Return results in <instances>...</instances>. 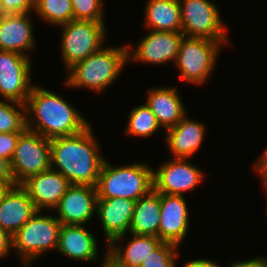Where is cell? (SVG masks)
Instances as JSON below:
<instances>
[{
  "instance_id": "27",
  "label": "cell",
  "mask_w": 267,
  "mask_h": 267,
  "mask_svg": "<svg viewBox=\"0 0 267 267\" xmlns=\"http://www.w3.org/2000/svg\"><path fill=\"white\" fill-rule=\"evenodd\" d=\"M25 129L26 104L0 99V133L23 132Z\"/></svg>"
},
{
  "instance_id": "16",
  "label": "cell",
  "mask_w": 267,
  "mask_h": 267,
  "mask_svg": "<svg viewBox=\"0 0 267 267\" xmlns=\"http://www.w3.org/2000/svg\"><path fill=\"white\" fill-rule=\"evenodd\" d=\"M37 211L21 185L9 187L0 199V228L12 237Z\"/></svg>"
},
{
  "instance_id": "38",
  "label": "cell",
  "mask_w": 267,
  "mask_h": 267,
  "mask_svg": "<svg viewBox=\"0 0 267 267\" xmlns=\"http://www.w3.org/2000/svg\"><path fill=\"white\" fill-rule=\"evenodd\" d=\"M8 189V187L2 182L0 181V199L3 195V193Z\"/></svg>"
},
{
  "instance_id": "10",
  "label": "cell",
  "mask_w": 267,
  "mask_h": 267,
  "mask_svg": "<svg viewBox=\"0 0 267 267\" xmlns=\"http://www.w3.org/2000/svg\"><path fill=\"white\" fill-rule=\"evenodd\" d=\"M29 56L0 50V97L26 104L34 85Z\"/></svg>"
},
{
  "instance_id": "8",
  "label": "cell",
  "mask_w": 267,
  "mask_h": 267,
  "mask_svg": "<svg viewBox=\"0 0 267 267\" xmlns=\"http://www.w3.org/2000/svg\"><path fill=\"white\" fill-rule=\"evenodd\" d=\"M181 6L182 33L188 37L229 43L227 26L220 18L219 8L209 0H179Z\"/></svg>"
},
{
  "instance_id": "34",
  "label": "cell",
  "mask_w": 267,
  "mask_h": 267,
  "mask_svg": "<svg viewBox=\"0 0 267 267\" xmlns=\"http://www.w3.org/2000/svg\"><path fill=\"white\" fill-rule=\"evenodd\" d=\"M231 266L229 267H267V258L265 257H255L252 259H248L246 260H235L233 261L232 264H230Z\"/></svg>"
},
{
  "instance_id": "1",
  "label": "cell",
  "mask_w": 267,
  "mask_h": 267,
  "mask_svg": "<svg viewBox=\"0 0 267 267\" xmlns=\"http://www.w3.org/2000/svg\"><path fill=\"white\" fill-rule=\"evenodd\" d=\"M93 132L89 125L78 134L50 139L51 168L72 185H97L105 157Z\"/></svg>"
},
{
  "instance_id": "35",
  "label": "cell",
  "mask_w": 267,
  "mask_h": 267,
  "mask_svg": "<svg viewBox=\"0 0 267 267\" xmlns=\"http://www.w3.org/2000/svg\"><path fill=\"white\" fill-rule=\"evenodd\" d=\"M12 250V237L0 228V258L8 256Z\"/></svg>"
},
{
  "instance_id": "30",
  "label": "cell",
  "mask_w": 267,
  "mask_h": 267,
  "mask_svg": "<svg viewBox=\"0 0 267 267\" xmlns=\"http://www.w3.org/2000/svg\"><path fill=\"white\" fill-rule=\"evenodd\" d=\"M35 0H0V15L31 13Z\"/></svg>"
},
{
  "instance_id": "21",
  "label": "cell",
  "mask_w": 267,
  "mask_h": 267,
  "mask_svg": "<svg viewBox=\"0 0 267 267\" xmlns=\"http://www.w3.org/2000/svg\"><path fill=\"white\" fill-rule=\"evenodd\" d=\"M83 226L61 225L57 253L81 262L99 259L97 238Z\"/></svg>"
},
{
  "instance_id": "12",
  "label": "cell",
  "mask_w": 267,
  "mask_h": 267,
  "mask_svg": "<svg viewBox=\"0 0 267 267\" xmlns=\"http://www.w3.org/2000/svg\"><path fill=\"white\" fill-rule=\"evenodd\" d=\"M149 31L136 46L133 47L127 43L128 61L156 65H164L170 61L175 62L184 34L182 32Z\"/></svg>"
},
{
  "instance_id": "9",
  "label": "cell",
  "mask_w": 267,
  "mask_h": 267,
  "mask_svg": "<svg viewBox=\"0 0 267 267\" xmlns=\"http://www.w3.org/2000/svg\"><path fill=\"white\" fill-rule=\"evenodd\" d=\"M10 163L18 185L29 177L48 170L51 168L50 139L25 129L17 140Z\"/></svg>"
},
{
  "instance_id": "37",
  "label": "cell",
  "mask_w": 267,
  "mask_h": 267,
  "mask_svg": "<svg viewBox=\"0 0 267 267\" xmlns=\"http://www.w3.org/2000/svg\"><path fill=\"white\" fill-rule=\"evenodd\" d=\"M100 267H118V266H116L112 261H110L107 258V251H106V255H104L103 261H102Z\"/></svg>"
},
{
  "instance_id": "17",
  "label": "cell",
  "mask_w": 267,
  "mask_h": 267,
  "mask_svg": "<svg viewBox=\"0 0 267 267\" xmlns=\"http://www.w3.org/2000/svg\"><path fill=\"white\" fill-rule=\"evenodd\" d=\"M136 201L126 198L97 199L96 213L107 246L116 238L129 233Z\"/></svg>"
},
{
  "instance_id": "24",
  "label": "cell",
  "mask_w": 267,
  "mask_h": 267,
  "mask_svg": "<svg viewBox=\"0 0 267 267\" xmlns=\"http://www.w3.org/2000/svg\"><path fill=\"white\" fill-rule=\"evenodd\" d=\"M144 13V26L147 29L182 32L179 0H148Z\"/></svg>"
},
{
  "instance_id": "18",
  "label": "cell",
  "mask_w": 267,
  "mask_h": 267,
  "mask_svg": "<svg viewBox=\"0 0 267 267\" xmlns=\"http://www.w3.org/2000/svg\"><path fill=\"white\" fill-rule=\"evenodd\" d=\"M131 239L126 245H121L126 236L114 239L106 248L107 258L118 267H140L141 264L155 252L163 242L153 235H135L129 233ZM117 243H120L119 245Z\"/></svg>"
},
{
  "instance_id": "4",
  "label": "cell",
  "mask_w": 267,
  "mask_h": 267,
  "mask_svg": "<svg viewBox=\"0 0 267 267\" xmlns=\"http://www.w3.org/2000/svg\"><path fill=\"white\" fill-rule=\"evenodd\" d=\"M149 165L133 162L116 166L105 159L96 185L98 199L119 197L137 201L145 196L154 189V169Z\"/></svg>"
},
{
  "instance_id": "6",
  "label": "cell",
  "mask_w": 267,
  "mask_h": 267,
  "mask_svg": "<svg viewBox=\"0 0 267 267\" xmlns=\"http://www.w3.org/2000/svg\"><path fill=\"white\" fill-rule=\"evenodd\" d=\"M221 47L216 40L183 36L175 60L180 79L187 84H205L217 64Z\"/></svg>"
},
{
  "instance_id": "19",
  "label": "cell",
  "mask_w": 267,
  "mask_h": 267,
  "mask_svg": "<svg viewBox=\"0 0 267 267\" xmlns=\"http://www.w3.org/2000/svg\"><path fill=\"white\" fill-rule=\"evenodd\" d=\"M30 13L0 15V50L28 56L35 48Z\"/></svg>"
},
{
  "instance_id": "20",
  "label": "cell",
  "mask_w": 267,
  "mask_h": 267,
  "mask_svg": "<svg viewBox=\"0 0 267 267\" xmlns=\"http://www.w3.org/2000/svg\"><path fill=\"white\" fill-rule=\"evenodd\" d=\"M206 127L200 121L192 120L187 114L172 128L166 130L165 142L173 158L195 156L200 149Z\"/></svg>"
},
{
  "instance_id": "15",
  "label": "cell",
  "mask_w": 267,
  "mask_h": 267,
  "mask_svg": "<svg viewBox=\"0 0 267 267\" xmlns=\"http://www.w3.org/2000/svg\"><path fill=\"white\" fill-rule=\"evenodd\" d=\"M159 239L180 247L189 229V209L184 195L160 194Z\"/></svg>"
},
{
  "instance_id": "11",
  "label": "cell",
  "mask_w": 267,
  "mask_h": 267,
  "mask_svg": "<svg viewBox=\"0 0 267 267\" xmlns=\"http://www.w3.org/2000/svg\"><path fill=\"white\" fill-rule=\"evenodd\" d=\"M188 160L171 158L153 170L154 189L167 195H183L186 191H194L205 179V173Z\"/></svg>"
},
{
  "instance_id": "2",
  "label": "cell",
  "mask_w": 267,
  "mask_h": 267,
  "mask_svg": "<svg viewBox=\"0 0 267 267\" xmlns=\"http://www.w3.org/2000/svg\"><path fill=\"white\" fill-rule=\"evenodd\" d=\"M89 125L63 97L33 85L26 102V129L53 139L78 134Z\"/></svg>"
},
{
  "instance_id": "33",
  "label": "cell",
  "mask_w": 267,
  "mask_h": 267,
  "mask_svg": "<svg viewBox=\"0 0 267 267\" xmlns=\"http://www.w3.org/2000/svg\"><path fill=\"white\" fill-rule=\"evenodd\" d=\"M253 170L260 176L263 188L267 189V149L260 155V158L253 166ZM267 192V190L265 191Z\"/></svg>"
},
{
  "instance_id": "26",
  "label": "cell",
  "mask_w": 267,
  "mask_h": 267,
  "mask_svg": "<svg viewBox=\"0 0 267 267\" xmlns=\"http://www.w3.org/2000/svg\"><path fill=\"white\" fill-rule=\"evenodd\" d=\"M34 11L39 19L53 26H60L73 20L71 0H35Z\"/></svg>"
},
{
  "instance_id": "5",
  "label": "cell",
  "mask_w": 267,
  "mask_h": 267,
  "mask_svg": "<svg viewBox=\"0 0 267 267\" xmlns=\"http://www.w3.org/2000/svg\"><path fill=\"white\" fill-rule=\"evenodd\" d=\"M41 212L37 211L12 236V249L20 257L22 267H29L44 252L57 250L61 223L55 215Z\"/></svg>"
},
{
  "instance_id": "28",
  "label": "cell",
  "mask_w": 267,
  "mask_h": 267,
  "mask_svg": "<svg viewBox=\"0 0 267 267\" xmlns=\"http://www.w3.org/2000/svg\"><path fill=\"white\" fill-rule=\"evenodd\" d=\"M73 20L104 21L103 0H71Z\"/></svg>"
},
{
  "instance_id": "29",
  "label": "cell",
  "mask_w": 267,
  "mask_h": 267,
  "mask_svg": "<svg viewBox=\"0 0 267 267\" xmlns=\"http://www.w3.org/2000/svg\"><path fill=\"white\" fill-rule=\"evenodd\" d=\"M178 249L176 245L163 243L140 267H177Z\"/></svg>"
},
{
  "instance_id": "36",
  "label": "cell",
  "mask_w": 267,
  "mask_h": 267,
  "mask_svg": "<svg viewBox=\"0 0 267 267\" xmlns=\"http://www.w3.org/2000/svg\"><path fill=\"white\" fill-rule=\"evenodd\" d=\"M183 267H221L216 263V261L208 260V259H193L189 262H187Z\"/></svg>"
},
{
  "instance_id": "22",
  "label": "cell",
  "mask_w": 267,
  "mask_h": 267,
  "mask_svg": "<svg viewBox=\"0 0 267 267\" xmlns=\"http://www.w3.org/2000/svg\"><path fill=\"white\" fill-rule=\"evenodd\" d=\"M147 91L146 104L159 125L166 130L174 127L187 114L176 87H153Z\"/></svg>"
},
{
  "instance_id": "23",
  "label": "cell",
  "mask_w": 267,
  "mask_h": 267,
  "mask_svg": "<svg viewBox=\"0 0 267 267\" xmlns=\"http://www.w3.org/2000/svg\"><path fill=\"white\" fill-rule=\"evenodd\" d=\"M160 220V193L153 189L136 201L129 233L159 238Z\"/></svg>"
},
{
  "instance_id": "14",
  "label": "cell",
  "mask_w": 267,
  "mask_h": 267,
  "mask_svg": "<svg viewBox=\"0 0 267 267\" xmlns=\"http://www.w3.org/2000/svg\"><path fill=\"white\" fill-rule=\"evenodd\" d=\"M21 186L27 191L38 211L54 210L71 183L58 171L48 170L31 176ZM47 208V209H46Z\"/></svg>"
},
{
  "instance_id": "32",
  "label": "cell",
  "mask_w": 267,
  "mask_h": 267,
  "mask_svg": "<svg viewBox=\"0 0 267 267\" xmlns=\"http://www.w3.org/2000/svg\"><path fill=\"white\" fill-rule=\"evenodd\" d=\"M0 181H2L8 188L18 185L13 177L9 160L0 159Z\"/></svg>"
},
{
  "instance_id": "25",
  "label": "cell",
  "mask_w": 267,
  "mask_h": 267,
  "mask_svg": "<svg viewBox=\"0 0 267 267\" xmlns=\"http://www.w3.org/2000/svg\"><path fill=\"white\" fill-rule=\"evenodd\" d=\"M128 119L125 127V133L128 136L150 137L161 128L146 102L132 108Z\"/></svg>"
},
{
  "instance_id": "3",
  "label": "cell",
  "mask_w": 267,
  "mask_h": 267,
  "mask_svg": "<svg viewBox=\"0 0 267 267\" xmlns=\"http://www.w3.org/2000/svg\"><path fill=\"white\" fill-rule=\"evenodd\" d=\"M129 63L128 47L103 46L85 60L71 66L66 78V85L71 88H88L97 93L103 92L120 76Z\"/></svg>"
},
{
  "instance_id": "7",
  "label": "cell",
  "mask_w": 267,
  "mask_h": 267,
  "mask_svg": "<svg viewBox=\"0 0 267 267\" xmlns=\"http://www.w3.org/2000/svg\"><path fill=\"white\" fill-rule=\"evenodd\" d=\"M105 23L91 20H72L58 26L62 27L63 30L60 53L67 70L103 47L107 34Z\"/></svg>"
},
{
  "instance_id": "31",
  "label": "cell",
  "mask_w": 267,
  "mask_h": 267,
  "mask_svg": "<svg viewBox=\"0 0 267 267\" xmlns=\"http://www.w3.org/2000/svg\"><path fill=\"white\" fill-rule=\"evenodd\" d=\"M22 132L0 133V159L11 160Z\"/></svg>"
},
{
  "instance_id": "13",
  "label": "cell",
  "mask_w": 267,
  "mask_h": 267,
  "mask_svg": "<svg viewBox=\"0 0 267 267\" xmlns=\"http://www.w3.org/2000/svg\"><path fill=\"white\" fill-rule=\"evenodd\" d=\"M97 189L88 185H72L55 208L61 225H84L93 219L97 206Z\"/></svg>"
}]
</instances>
